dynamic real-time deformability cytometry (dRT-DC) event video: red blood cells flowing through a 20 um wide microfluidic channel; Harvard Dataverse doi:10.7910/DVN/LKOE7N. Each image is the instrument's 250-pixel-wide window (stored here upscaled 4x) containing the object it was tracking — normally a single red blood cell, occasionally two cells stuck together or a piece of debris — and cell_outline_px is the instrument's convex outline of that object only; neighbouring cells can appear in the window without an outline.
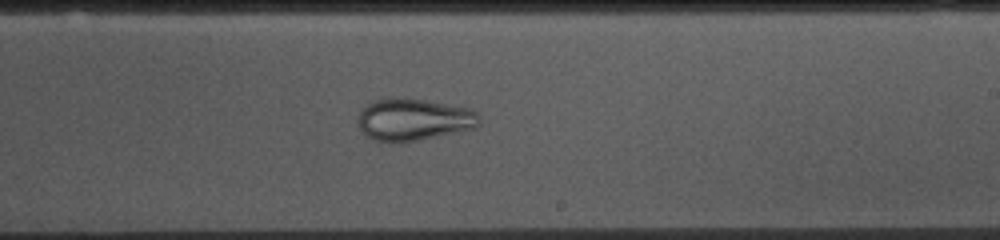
{"species": "common noctule bat (a hibernating species)", "species_latin": "Nyctalus noctula", "temperature_condition": "cold", "stored_images_in_passage": 53, "camera_frame_rate_fps": 3000, "um_per_image_px": 0.085, "animal": {"sex": "female", "body_mass_g": 10.0, "forearm_length_mm": 53.1}, "frame": {"image": 1, "passage_image": 30, "time_ms": 9.667, "image_size_px": [1000, 240], "cell_outline_px": [[480, 120], [476, 128], [420, 140], [400, 144], [372, 140], [364, 136], [360, 128], [356, 116], [360, 108], [376, 100], [424, 100], [468, 108], [476, 112], [480, 116]], "centroid_in_image_um": [35.12, 10.22], "position_along_channel_um": 253.9, "area_um2": 29.71}}
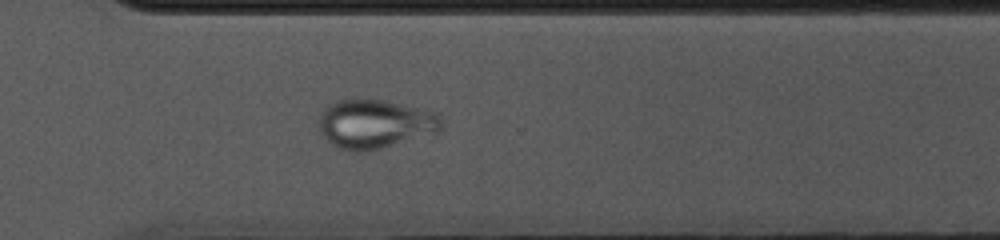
{"frame": {"image": 2, "passage_image": 37, "time_ms": 12.0, "image_size_px": [1000, 240], "cell_outline_px": [[440, 132], [380, 148], [360, 152], [352, 152], [336, 148], [328, 144], [320, 128], [320, 112], [328, 104], [336, 100], [352, 96], [384, 100], [436, 112], [440, 116]], "centroid_in_image_um": [31.81, 10.51], "position_along_channel_um": 338.8, "area_um2": 35.55}}
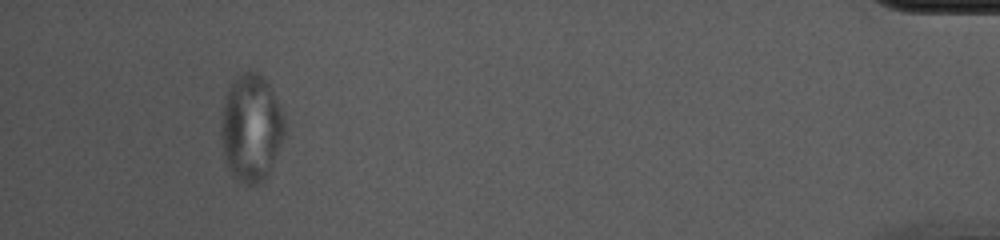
{"frame": {"image": 3, "passage_image": 49, "time_ms": 16.0, "image_size_px": [1000, 240], "cell_outline_px": [[284, 132], [272, 168], [264, 180], [256, 188], [232, 176], [224, 160], [220, 136], [220, 128], [224, 100], [228, 88], [232, 80], [236, 76], [252, 68], [256, 68], [264, 76], [272, 88], [284, 116]], "centroid_in_image_um": [21.33, 10.84], "position_along_channel_um": 413.9, "area_um2": 40.52}}